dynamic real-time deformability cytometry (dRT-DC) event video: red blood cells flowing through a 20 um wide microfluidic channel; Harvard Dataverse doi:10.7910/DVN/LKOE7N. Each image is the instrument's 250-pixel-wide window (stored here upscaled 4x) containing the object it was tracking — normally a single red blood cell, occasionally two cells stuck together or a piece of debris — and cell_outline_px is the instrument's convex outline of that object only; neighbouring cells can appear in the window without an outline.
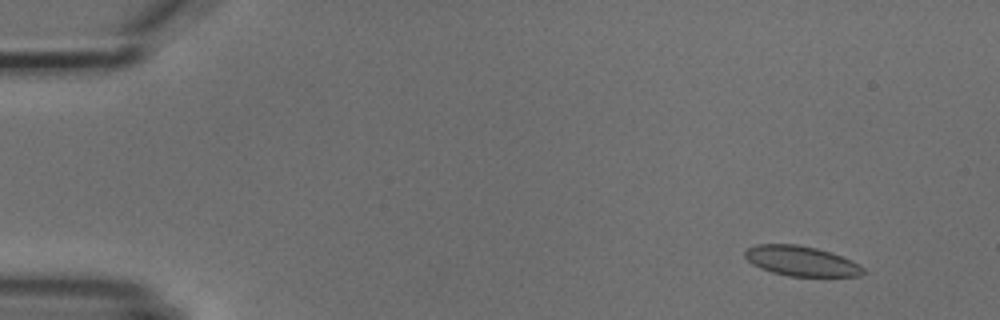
{"species": "common noctule bat (a hibernating species)", "species_latin": "Nyctalus noctula", "temperature_condition": "cold", "stored_images_in_passage": 6, "camera_frame_rate_fps": 3000, "um_per_image_px": 0.085, "animal": {"sex": "male", "body_mass_g": 18.8}, "frame": {"image": 1, "passage_image": 2, "time_ms": 1.333, "image_size_px": [1000, 320], "cell_outline_px": [[864, 272], [860, 276], [788, 276], [772, 272], [760, 268], [752, 264], [744, 256], [744, 252], [748, 248], [756, 244], [796, 244], [816, 248], [852, 260], [860, 264], [864, 268]], "centroid_in_image_um": [68.09, 22.19], "position_along_channel_um": 16.9, "area_um2": 20.58}}
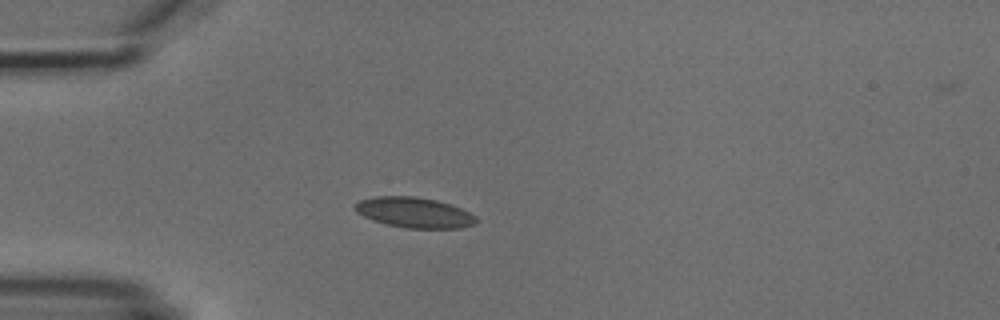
{"frame": {"image": 2, "passage_image": 5, "time_ms": 4.667, "image_size_px": [1000, 320], "cell_outline_px": [[480, 220], [476, 224], [460, 228], [408, 228], [384, 224], [372, 220], [356, 212], [352, 208], [360, 200], [376, 196], [416, 196], [436, 200], [452, 204], [476, 216]], "centroid_in_image_um": [35.23, 18.06], "position_along_channel_um": 49.8, "area_um2": 21.68}}